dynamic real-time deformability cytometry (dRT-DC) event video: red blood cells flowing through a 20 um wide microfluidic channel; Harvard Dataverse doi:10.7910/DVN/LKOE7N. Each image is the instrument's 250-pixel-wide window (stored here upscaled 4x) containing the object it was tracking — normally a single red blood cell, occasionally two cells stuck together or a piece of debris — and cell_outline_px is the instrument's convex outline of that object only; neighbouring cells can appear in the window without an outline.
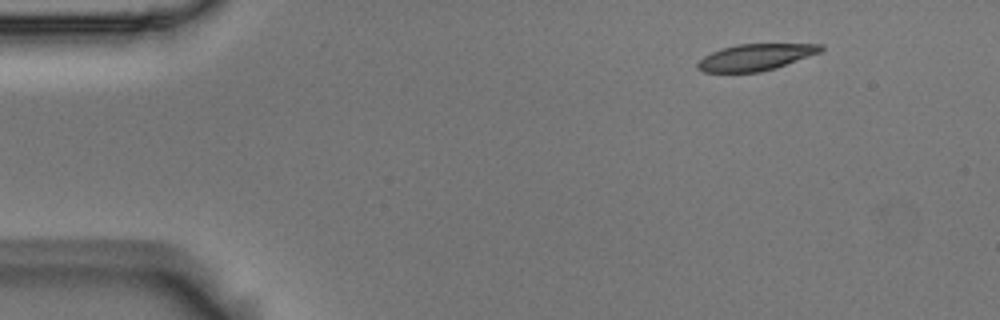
{"species": "Egyptian fruit bat (a non-hibernating species)", "species_latin": "Rousettus aegyptiacus", "temperature_condition": "room temperature", "stored_images_in_passage": 10, "camera_frame_rate_fps": 3000, "um_per_image_px": 0.085, "animal": {"sex": "male"}, "frame": {"image": 1, "passage_image": 2, "time_ms": 0.333, "image_size_px": [1000, 320], "cell_outline_px": [[824, 48], [820, 52], [776, 68], [760, 72], [704, 72], [696, 68], [696, 64], [704, 56], [720, 48], [736, 44], [824, 44]], "centroid_in_image_um": [64.2, 4.86], "position_along_channel_um": 20.8, "area_um2": 19.02}}
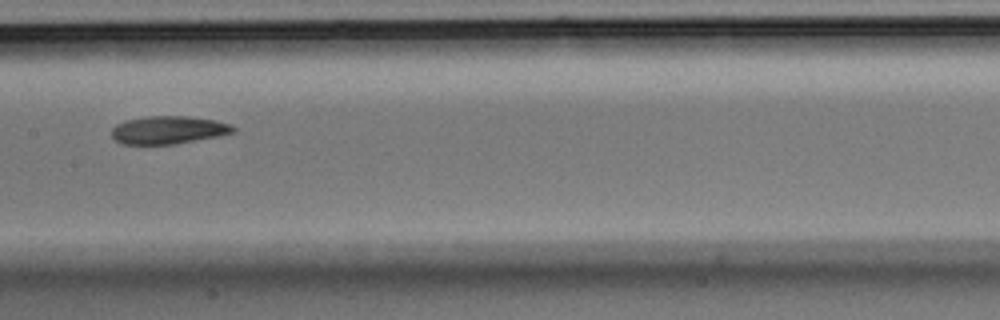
{"frame": {"image": 2, "passage_image": 7, "time_ms": 2.0, "image_size_px": [1000, 320], "cell_outline_px": [[236, 132], [220, 136], [176, 144], [120, 144], [112, 136], [112, 128], [116, 124], [124, 120], [144, 116], [188, 116], [216, 120], [232, 124], [236, 128]], "centroid_in_image_um": [14.34, 11.04], "position_along_channel_um": 193.1, "area_um2": 20.11}}
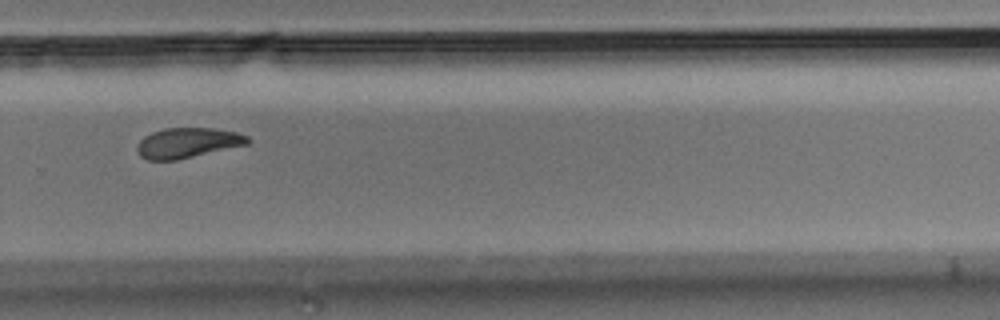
{"frame": {"image": 3, "passage_image": 10, "time_ms": 3.0, "image_size_px": [1000, 320], "cell_outline_px": [[252, 140], [248, 144], [176, 160], [148, 160], [140, 156], [136, 152], [136, 144], [144, 136], [152, 132], [164, 128], [212, 128], [236, 132], [248, 136]], "centroid_in_image_um": [15.92, 12.14], "position_along_channel_um": 313.9, "area_um2": 19.48}}